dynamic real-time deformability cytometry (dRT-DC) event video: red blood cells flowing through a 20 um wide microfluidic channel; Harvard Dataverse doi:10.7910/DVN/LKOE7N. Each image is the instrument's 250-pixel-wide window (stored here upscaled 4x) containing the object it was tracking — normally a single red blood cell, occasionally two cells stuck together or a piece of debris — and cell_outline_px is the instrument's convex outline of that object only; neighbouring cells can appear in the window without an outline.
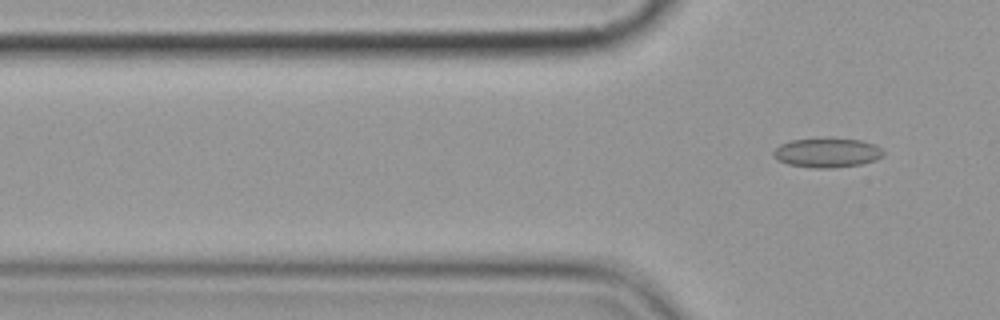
{"species": "common noctule bat (a hibernating species)", "species_latin": "Nyctalus noctula", "temperature_condition": "cold", "stored_images_in_passage": 6, "segment_of_instrument_passage": [2, 2], "camera_frame_rate_fps": 3000, "um_per_image_px": 0.085, "animal": {"sex": "female", "body_mass_g": 19.9}, "frame": {"image": 1, "passage_image": 6, "time_ms": 5.667, "image_size_px": [1000, 320], "cell_outline_px": [[884, 156], [876, 160], [860, 164], [832, 168], [812, 168], [788, 164], [776, 160], [772, 152], [780, 144], [792, 140], [860, 140], [872, 144], [880, 148], [884, 152]], "centroid_in_image_um": [70.28, 13.02], "position_along_channel_um": 55.5, "area_um2": 18.32}}